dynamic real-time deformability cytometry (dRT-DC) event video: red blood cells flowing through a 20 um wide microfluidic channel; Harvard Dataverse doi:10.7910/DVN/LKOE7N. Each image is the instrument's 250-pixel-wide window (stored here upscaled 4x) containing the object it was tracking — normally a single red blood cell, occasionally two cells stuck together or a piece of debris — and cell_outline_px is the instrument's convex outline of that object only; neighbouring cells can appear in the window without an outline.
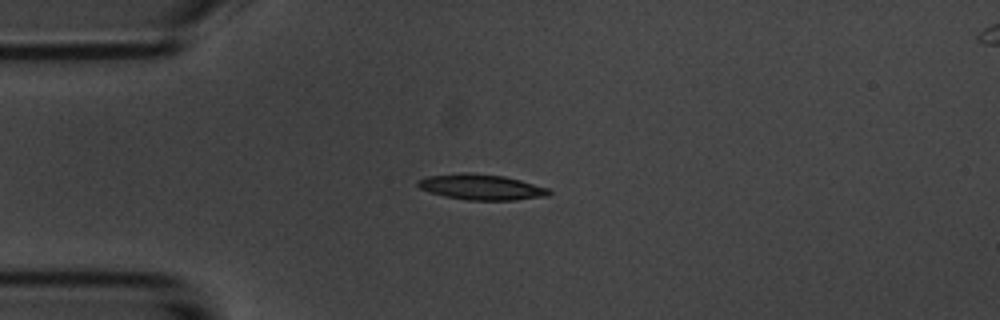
{"species": "common noctule bat (a hibernating species)", "species_latin": "Nyctalus noctula", "temperature_condition": "room temperature", "stored_images_in_passage": 42, "camera_frame_rate_fps": 3000, "um_per_image_px": 0.085, "animal": {"sex": "male", "body_mass_g": 20.1, "forearm_length_mm": 53.5}, "frame": {"image": 1, "passage_image": 1, "time_ms": 0.0, "image_size_px": [1000, 320], "cell_outline_px": [[552, 192], [548, 196], [516, 200], [468, 200], [444, 196], [420, 188], [416, 184], [416, 180], [428, 176], [464, 172], [468, 172], [504, 176], [520, 180], [548, 188]], "centroid_in_image_um": [40.92, 15.89], "position_along_channel_um": 44.1, "area_um2": 19.54}}
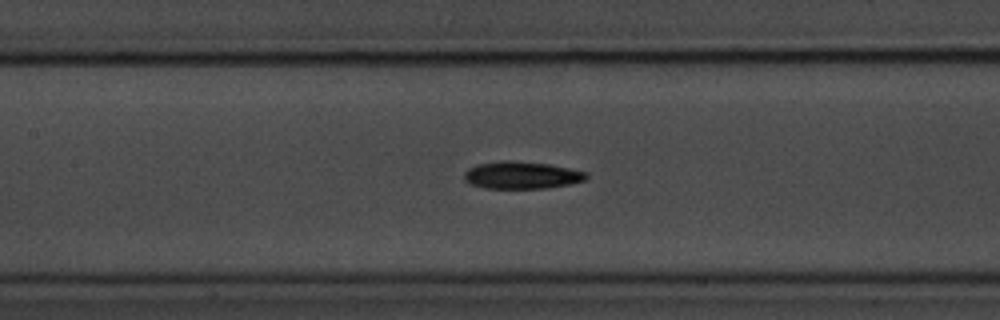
{"frame": {"image": 2, "passage_image": 12, "time_ms": 3.667, "image_size_px": [1000, 320], "cell_outline_px": [[588, 176], [584, 180], [572, 184], [548, 188], [488, 188], [472, 184], [464, 180], [464, 172], [468, 168], [476, 164], [548, 164], [588, 172]], "centroid_in_image_um": [44.4, 14.95], "position_along_channel_um": 163.0, "area_um2": 18.32}}
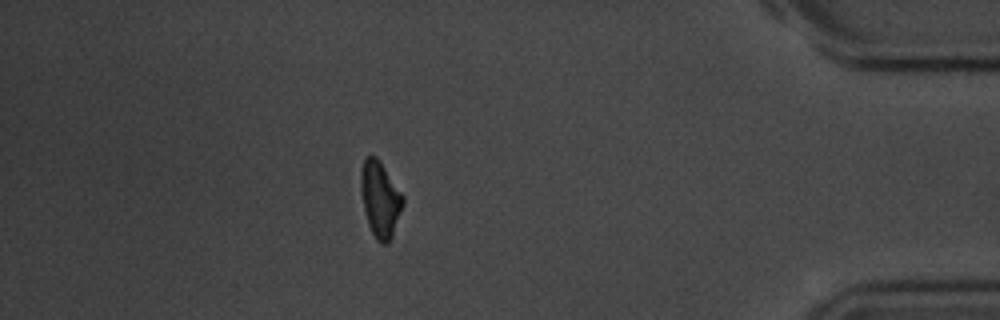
{"frame": {"image": 3, "passage_image": 35, "time_ms": 11.333, "image_size_px": [1000, 320], "cell_outline_px": [[404, 204], [392, 236], [388, 244], [380, 244], [376, 240], [368, 224], [364, 208], [360, 188], [360, 172], [364, 156], [376, 156], [380, 160], [404, 196]], "centroid_in_image_um": [32.31, 16.91], "position_along_channel_um": 402.9, "area_um2": 18.79}, "authors_computed_cell_mechanics": {"area_um2": 18.785, "velocity_mm_per_s": 3.7147, "shape_relaxation_time_tau1_ms": 3.0246, "shape_relaxation_time_tau2_ms": null, "deformation_change_tau1": 0.1289, "deformation_change_tau2": null}}